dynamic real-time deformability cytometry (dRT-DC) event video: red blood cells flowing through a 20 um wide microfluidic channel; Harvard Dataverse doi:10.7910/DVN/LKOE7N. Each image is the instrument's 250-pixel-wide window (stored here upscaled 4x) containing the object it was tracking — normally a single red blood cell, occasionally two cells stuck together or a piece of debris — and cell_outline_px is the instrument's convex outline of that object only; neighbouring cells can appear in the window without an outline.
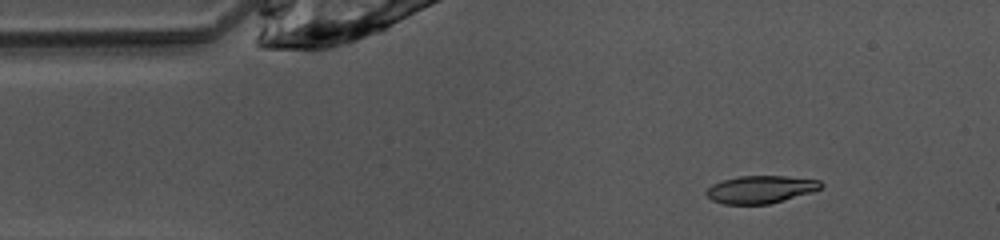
{"species": "common noctule bat (a hibernating species)", "species_latin": "Nyctalus noctula", "temperature_condition": "warm", "stored_images_in_passage": 43, "camera_frame_rate_fps": 3000, "um_per_image_px": 0.085, "animal": {"sex": "female", "body_mass_g": 10.0, "forearm_length_mm": 53.1}, "frame": {"image": 1, "passage_image": 1, "time_ms": 0.0, "image_size_px": [1000, 240], "cell_outline_px": [[824, 184], [820, 188], [812, 192], [768, 204], [724, 204], [712, 200], [704, 192], [712, 184], [724, 180], [740, 176], [784, 176], [820, 180]], "centroid_in_image_um": [64.65, 16.1], "position_along_channel_um": 20.4, "area_um2": 18.26}}
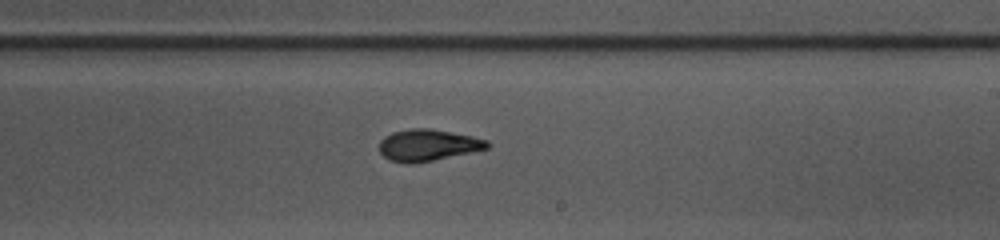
{"frame": {"image": 2, "passage_image": 22, "time_ms": 7.0, "image_size_px": [1000, 240], "cell_outline_px": [[492, 144], [488, 148], [432, 160], [412, 164], [404, 164], [388, 160], [380, 152], [380, 140], [384, 136], [392, 132], [412, 128], [428, 128], [472, 136], [488, 140]], "centroid_in_image_um": [36.34, 12.34], "position_along_channel_um": 252.7, "area_um2": 19.83}}
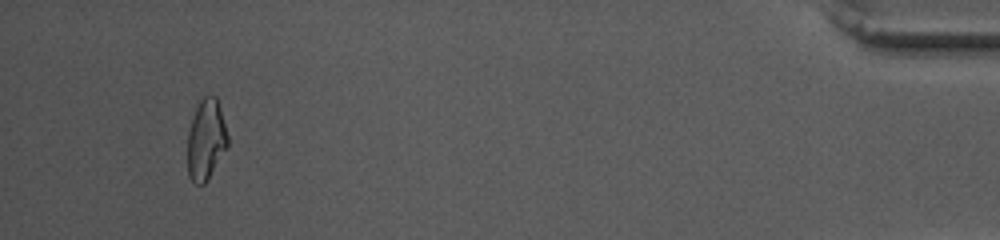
{"frame": {"image": 3, "passage_image": 40, "time_ms": 13.0, "image_size_px": [1000, 240], "cell_outline_px": [[228, 144], [208, 180], [204, 184], [196, 184], [188, 176], [188, 132], [192, 116], [200, 100], [204, 96], [216, 96], [228, 136]], "centroid_in_image_um": [17.5, 11.88], "position_along_channel_um": 417.7, "area_um2": 18.67}, "authors_computed_cell_mechanics": {"area_um2": 19.5364, "velocity_mm_per_s": 4.0844, "shape_relaxation_time_tau1_ms": 2.8521, "shape_relaxation_time_tau2_ms": 2.4429, "deformation_change_tau1": 0.1507, "deformation_change_tau2": 0.0822}}